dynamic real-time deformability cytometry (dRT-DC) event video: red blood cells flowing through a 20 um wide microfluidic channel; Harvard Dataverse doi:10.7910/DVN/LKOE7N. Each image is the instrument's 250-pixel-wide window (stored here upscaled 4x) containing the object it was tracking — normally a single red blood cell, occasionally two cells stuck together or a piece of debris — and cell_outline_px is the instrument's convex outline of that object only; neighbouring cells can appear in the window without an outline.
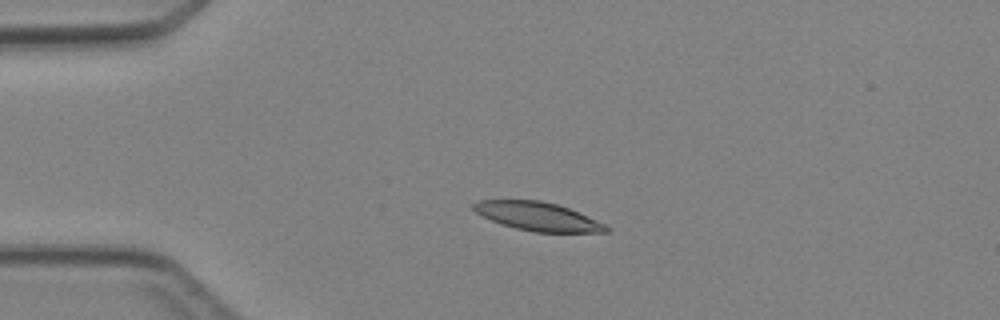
{"species": "Egyptian fruit bat (a non-hibernating species)", "species_latin": "Rousettus aegyptiacus", "temperature_condition": "cold", "stored_images_in_passage": 3, "camera_frame_rate_fps": 3000, "um_per_image_px": 0.085, "animal": {"sex": "female"}, "frame": {"image": 1, "passage_image": 2, "time_ms": 1.0, "image_size_px": [1000, 320], "cell_outline_px": [[608, 232], [536, 232], [516, 228], [492, 220], [476, 212], [472, 208], [472, 204], [476, 200], [540, 200], [556, 204], [568, 208], [604, 224], [608, 228]], "centroid_in_image_um": [45.67, 18.38], "position_along_channel_um": 39.3, "area_um2": 21.56}}